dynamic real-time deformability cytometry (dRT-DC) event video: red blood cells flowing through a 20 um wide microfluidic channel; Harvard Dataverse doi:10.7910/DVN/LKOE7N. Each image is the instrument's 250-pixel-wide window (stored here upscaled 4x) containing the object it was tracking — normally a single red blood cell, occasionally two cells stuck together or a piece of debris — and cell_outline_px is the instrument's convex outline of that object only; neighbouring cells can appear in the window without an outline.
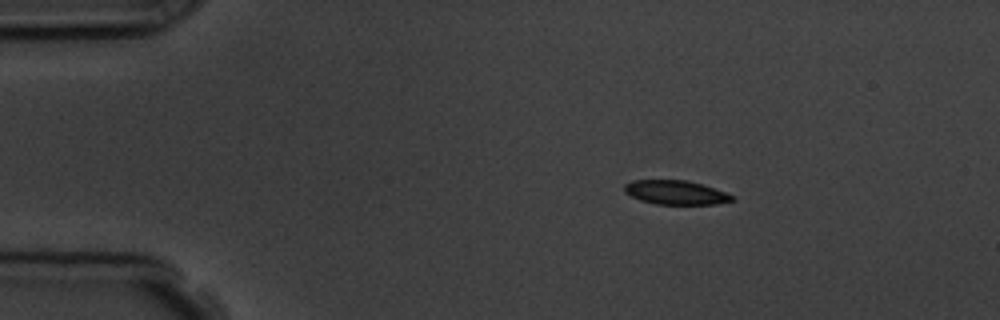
{"species": "common noctule bat (a hibernating species)", "species_latin": "Nyctalus noctula", "temperature_condition": "room temperature", "stored_images_in_passage": 3, "camera_frame_rate_fps": 3000, "um_per_image_px": 0.085, "animal": {"sex": "male", "body_mass_g": 19.5, "forearm_length_mm": 54.6}, "frame": {"image": 1, "passage_image": 1, "time_ms": 0.0, "image_size_px": [1000, 320], "cell_outline_px": [[736, 200], [716, 204], [656, 204], [640, 200], [624, 192], [624, 184], [632, 180], [688, 180], [736, 196]], "centroid_in_image_um": [57.43, 16.36], "position_along_channel_um": 27.6, "area_um2": 15.09}}